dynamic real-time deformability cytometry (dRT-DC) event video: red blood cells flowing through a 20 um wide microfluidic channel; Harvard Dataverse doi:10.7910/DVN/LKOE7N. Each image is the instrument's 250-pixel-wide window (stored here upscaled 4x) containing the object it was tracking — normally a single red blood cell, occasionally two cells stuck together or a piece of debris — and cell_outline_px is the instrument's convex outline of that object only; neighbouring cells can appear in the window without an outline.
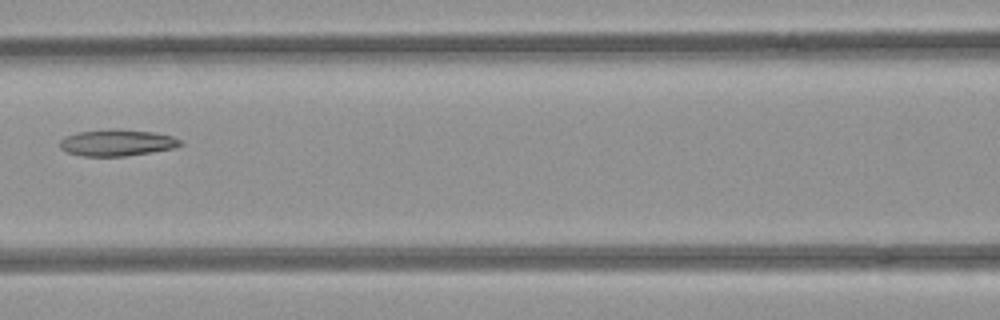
{"species": "common noctule bat (a hibernating species)", "species_latin": "Nyctalus noctula", "temperature_condition": "room temperature", "stored_images_in_passage": 8, "camera_frame_rate_fps": 3000, "um_per_image_px": 0.085, "animal": {"sex": "female", "body_mass_g": 21.9}, "frame": {"image": 1, "passage_image": 8, "time_ms": 2.333, "image_size_px": [1000, 320], "cell_outline_px": [[184, 144], [176, 148], [152, 152], [124, 156], [84, 156], [68, 152], [60, 148], [60, 140], [64, 136], [76, 132], [152, 132], [172, 136], [180, 140]], "centroid_in_image_um": [9.96, 12.18], "position_along_channel_um": 156.6, "area_um2": 17.63}}